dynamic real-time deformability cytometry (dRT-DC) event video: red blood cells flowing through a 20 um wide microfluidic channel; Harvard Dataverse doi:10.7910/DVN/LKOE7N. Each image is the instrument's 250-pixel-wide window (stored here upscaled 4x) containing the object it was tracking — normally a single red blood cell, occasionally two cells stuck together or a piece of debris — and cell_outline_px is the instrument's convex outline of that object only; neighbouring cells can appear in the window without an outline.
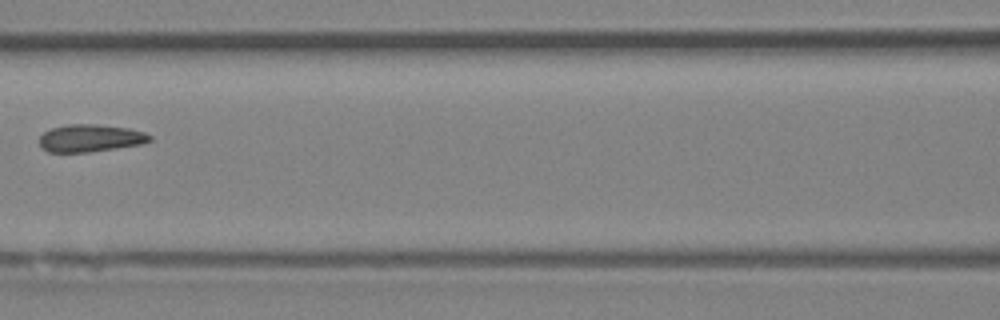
{"species": "Egyptian fruit bat (a non-hibernating species)", "species_latin": "Rousettus aegyptiacus", "temperature_condition": "room temperature", "stored_images_in_passage": 6, "camera_frame_rate_fps": 3000, "um_per_image_px": 0.085, "animal": {"sex": "female"}, "frame": {"image": 1, "passage_image": 6, "time_ms": 6.667, "image_size_px": [1000, 320], "cell_outline_px": [[152, 140], [140, 144], [88, 152], [48, 152], [40, 144], [40, 136], [44, 132], [52, 128], [68, 124], [92, 124], [128, 128], [144, 132], [152, 136]], "centroid_in_image_um": [7.68, 11.74], "position_along_channel_um": 158.9, "area_um2": 17.4}}